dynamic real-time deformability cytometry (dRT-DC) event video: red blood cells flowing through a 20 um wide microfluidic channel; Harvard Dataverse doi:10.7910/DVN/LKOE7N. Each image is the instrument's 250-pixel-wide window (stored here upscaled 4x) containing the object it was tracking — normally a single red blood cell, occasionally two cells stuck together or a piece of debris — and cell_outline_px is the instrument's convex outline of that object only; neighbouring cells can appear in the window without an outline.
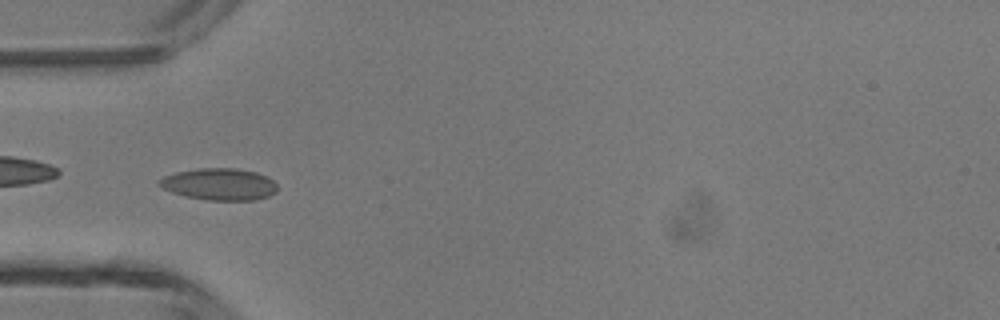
{"species": "common noctule bat (a hibernating species)", "species_latin": "Nyctalus noctula", "temperature_condition": "room temperature", "stored_images_in_passage": 33, "camera_frame_rate_fps": 3000, "um_per_image_px": 0.085, "animal": {"sex": "male", "body_mass_g": 13.3}, "frame": {"image": 1, "passage_image": 1, "time_ms": 0.0, "image_size_px": [1000, 320], "cell_outline_px": [[276, 192], [268, 196], [256, 200], [208, 200], [184, 196], [172, 192], [156, 184], [156, 180], [164, 176], [176, 172], [200, 168], [236, 168], [256, 172], [268, 176], [276, 184]], "centroid_in_image_um": [18.63, 15.65], "position_along_channel_um": 66.4, "area_um2": 22.02}}
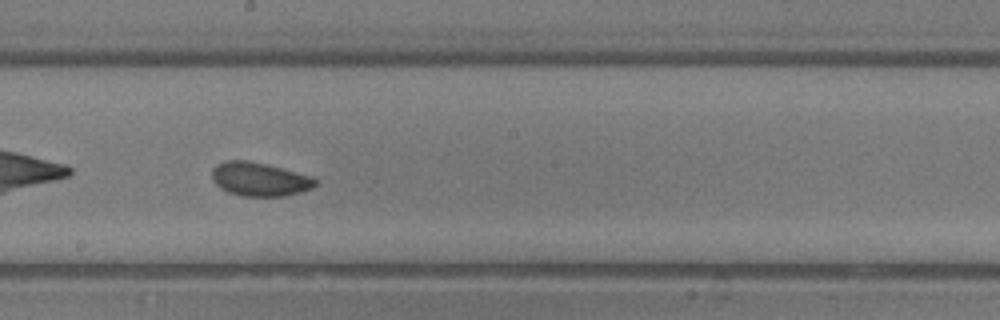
{"frame": {"image": 2, "passage_image": 12, "time_ms": 3.667, "image_size_px": [1000, 320], "cell_outline_px": [[320, 180], [312, 188], [300, 192], [284, 196], [240, 196], [228, 192], [220, 188], [212, 180], [212, 168], [216, 164], [224, 160], [248, 160], [268, 164], [312, 176]], "centroid_in_image_um": [22.06, 15.22], "position_along_channel_um": 226.1, "area_um2": 20.63}}
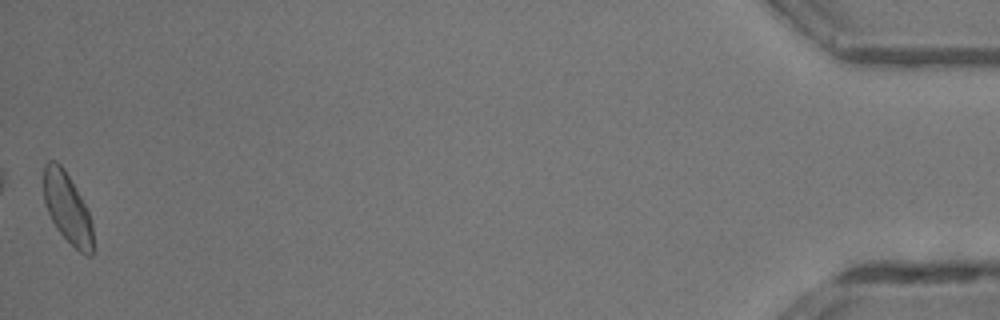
{"frame": {"image": 3, "passage_image": 33, "time_ms": 10.667, "image_size_px": [1000, 320], "cell_outline_px": [[92, 252], [88, 256], [80, 252], [56, 228], [48, 212], [44, 200], [44, 164], [48, 160], [56, 160], [64, 168], [80, 196], [88, 212], [92, 224]], "centroid_in_image_um": [5.7, 17.64], "position_along_channel_um": 429.5, "area_um2": 19.77}, "authors_computed_cell_mechanics": {"area_um2": 19.9988, "velocity_mm_per_s": 4.3534, "shape_relaxation_time_tau1_ms": 2.4582, "shape_relaxation_time_tau2_ms": 1.0389, "deformation_change_tau1": 0.0783, "deformation_change_tau2": 0.0586}}